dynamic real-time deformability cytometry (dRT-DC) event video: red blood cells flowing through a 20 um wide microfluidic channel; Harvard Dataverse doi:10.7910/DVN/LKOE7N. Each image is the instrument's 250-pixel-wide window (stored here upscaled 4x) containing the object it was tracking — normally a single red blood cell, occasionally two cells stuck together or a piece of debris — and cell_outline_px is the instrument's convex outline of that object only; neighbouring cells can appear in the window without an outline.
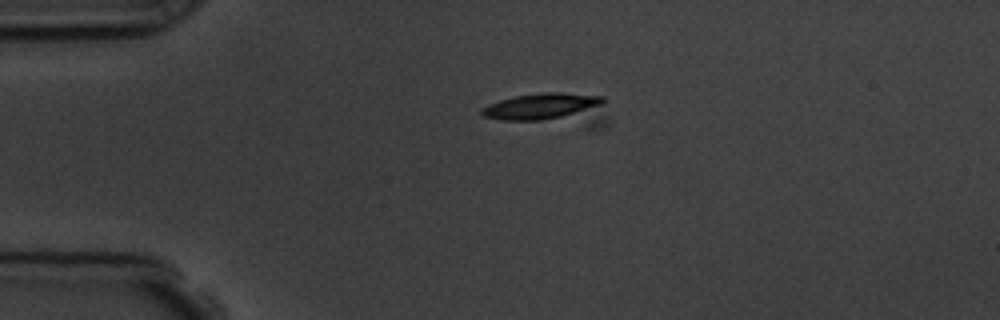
{"species": "common noctule bat (a hibernating species)", "species_latin": "Nyctalus noctula", "temperature_condition": "room temperature", "stored_images_in_passage": 3, "camera_frame_rate_fps": 3000, "um_per_image_px": 0.085, "animal": {"sex": "male", "body_mass_g": 19.5, "forearm_length_mm": 54.6}, "frame": {"image": 1, "passage_image": 1, "time_ms": 0.0, "image_size_px": [1000, 320], "cell_outline_px": [[612, 120], [608, 128], [588, 132], [500, 120], [480, 116], [480, 108], [488, 104], [500, 100], [516, 96], [540, 92], [564, 92], [604, 96]], "centroid_in_image_um": [47.01, 9.41], "position_along_channel_um": 38.0, "area_um2": 27.57}}